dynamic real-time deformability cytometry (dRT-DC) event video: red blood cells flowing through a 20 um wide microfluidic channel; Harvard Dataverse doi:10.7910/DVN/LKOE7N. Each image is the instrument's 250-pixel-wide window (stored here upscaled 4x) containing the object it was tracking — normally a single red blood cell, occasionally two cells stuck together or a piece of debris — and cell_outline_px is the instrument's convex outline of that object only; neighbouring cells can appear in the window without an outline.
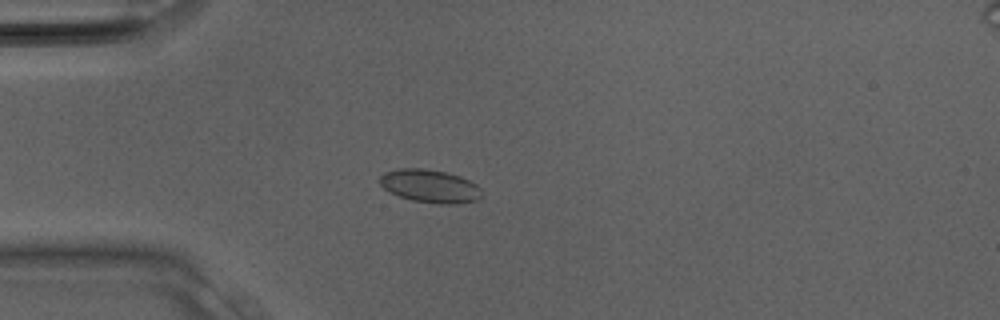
{"species": "Egyptian fruit bat (a non-hibernating species)", "species_latin": "Rousettus aegyptiacus", "temperature_condition": "room temperature", "stored_images_in_passage": 30, "camera_frame_rate_fps": 3000, "um_per_image_px": 0.085, "animal": {"sex": "male"}, "frame": {"image": 1, "passage_image": 8, "time_ms": 2.333, "image_size_px": [1000, 320], "cell_outline_px": [[480, 196], [476, 200], [456, 204], [440, 204], [412, 200], [388, 192], [380, 184], [380, 176], [384, 172], [400, 168], [424, 168], [444, 172], [460, 176], [476, 184], [480, 188]], "centroid_in_image_um": [36.51, 15.81], "position_along_channel_um": 48.5, "area_um2": 19.54}}
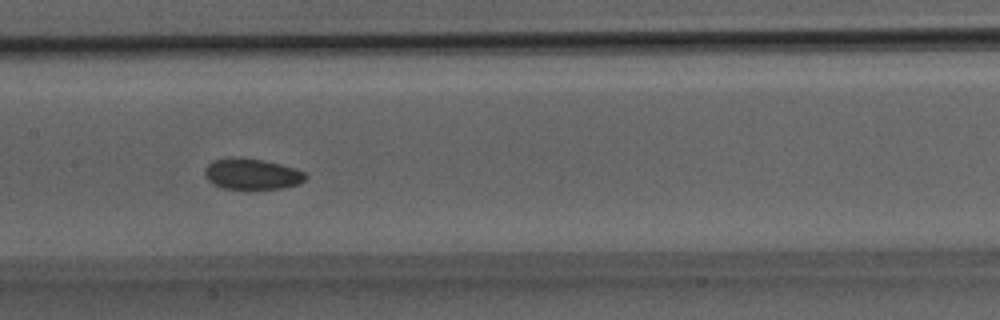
{"frame": {"image": 2, "passage_image": 15, "time_ms": 4.667, "image_size_px": [1000, 320], "cell_outline_px": [[308, 176], [300, 184], [284, 188], [220, 188], [212, 184], [204, 176], [204, 168], [212, 160], [236, 156], [264, 160], [280, 164], [304, 172]], "centroid_in_image_um": [21.37, 14.78], "position_along_channel_um": 186.0, "area_um2": 18.26}}
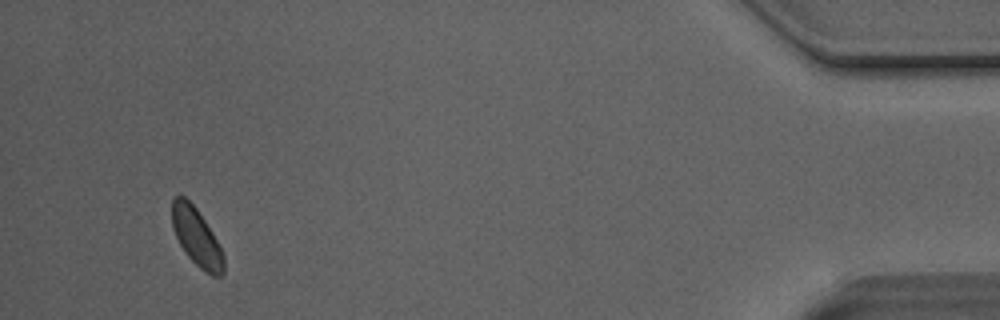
{"frame": {"image": 3, "passage_image": 29, "time_ms": 9.333, "image_size_px": [1000, 320], "cell_outline_px": [[224, 272], [220, 276], [212, 276], [200, 268], [184, 252], [172, 228], [172, 200], [176, 196], [184, 196], [196, 208], [212, 232], [224, 256]], "centroid_in_image_um": [16.7, 20.16], "position_along_channel_um": 418.5, "area_um2": 17.17}}